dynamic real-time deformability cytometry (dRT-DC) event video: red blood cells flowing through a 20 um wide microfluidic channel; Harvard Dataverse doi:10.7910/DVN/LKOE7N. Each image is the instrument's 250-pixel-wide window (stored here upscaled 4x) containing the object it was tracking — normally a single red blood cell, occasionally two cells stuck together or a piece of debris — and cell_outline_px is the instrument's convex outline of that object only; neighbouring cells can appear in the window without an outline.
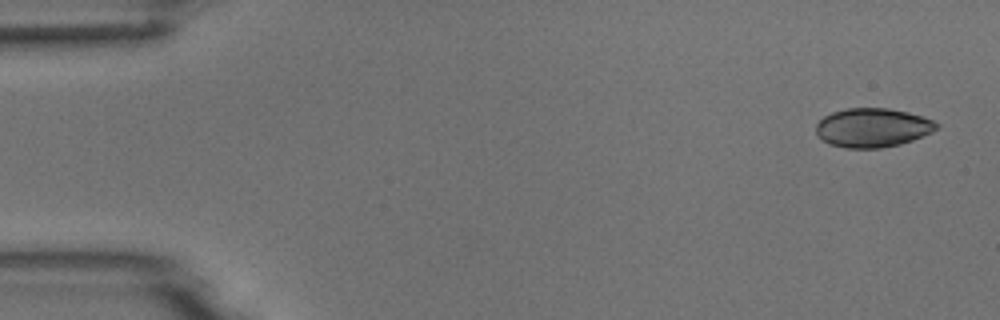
{"species": "common noctule bat (a hibernating species)", "species_latin": "Nyctalus noctula", "temperature_condition": "room temperature", "stored_images_in_passage": 5, "camera_frame_rate_fps": 3000, "um_per_image_px": 0.085, "animal": {"sex": "male", "body_mass_g": 18.8}, "frame": {"image": 1, "passage_image": 1, "time_ms": 0.0, "image_size_px": [1000, 320], "cell_outline_px": [[940, 128], [932, 132], [912, 140], [900, 144], [880, 148], [848, 148], [828, 144], [816, 136], [816, 124], [824, 116], [832, 112], [848, 108], [888, 108], [908, 112], [924, 116], [940, 124]], "centroid_in_image_um": [74.17, 10.85], "position_along_channel_um": 10.8, "area_um2": 27.63}}
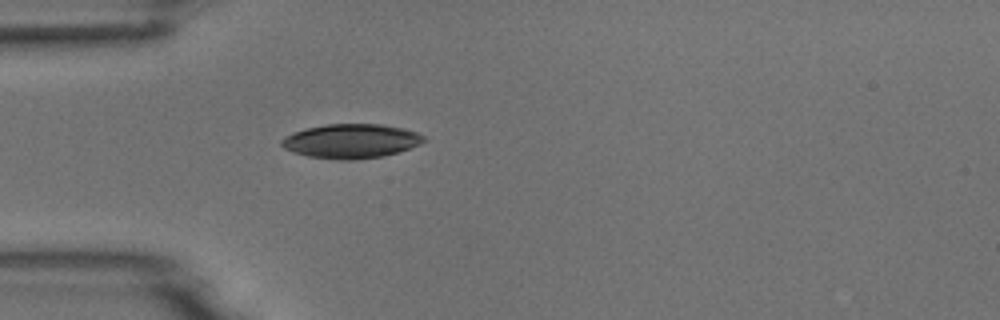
{"frame": {"image": 2, "passage_image": 5, "time_ms": 4.333, "image_size_px": [1000, 320], "cell_outline_px": [[428, 140], [420, 144], [384, 156], [356, 160], [336, 160], [308, 156], [292, 152], [284, 148], [280, 144], [280, 140], [284, 136], [292, 132], [308, 128], [328, 124], [380, 124], [404, 128], [416, 132], [424, 136]], "centroid_in_image_um": [29.82, 12.0], "position_along_channel_um": 55.2, "area_um2": 28.55}}